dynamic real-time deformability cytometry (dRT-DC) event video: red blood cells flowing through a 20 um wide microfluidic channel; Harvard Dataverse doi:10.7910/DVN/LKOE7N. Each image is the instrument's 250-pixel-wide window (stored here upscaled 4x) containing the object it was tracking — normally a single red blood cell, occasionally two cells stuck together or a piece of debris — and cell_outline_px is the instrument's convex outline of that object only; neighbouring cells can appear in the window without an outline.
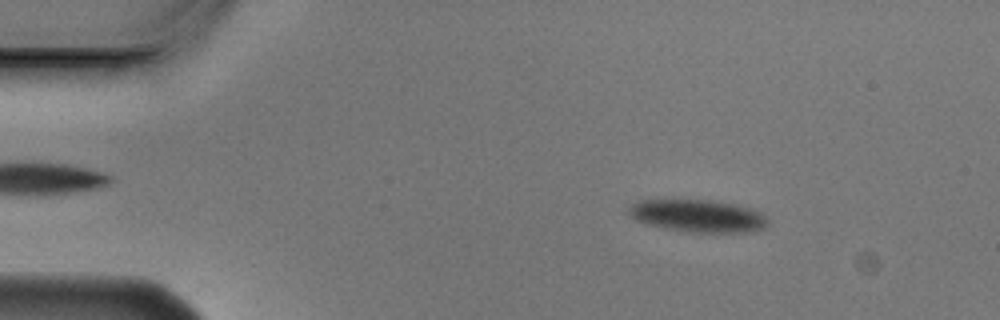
{"species": "Egyptian fruit bat (a non-hibernating species)", "species_latin": "Rousettus aegyptiacus", "temperature_condition": "cold", "stored_images_in_passage": 3, "camera_frame_rate_fps": 3000, "um_per_image_px": 0.085, "animal": {"sex": "male"}, "frame": {"image": 1, "passage_image": 1, "time_ms": 0.0, "image_size_px": [1000, 320], "cell_outline_px": [[768, 224], [764, 228], [744, 232], [692, 232], [664, 228], [644, 224], [636, 220], [628, 212], [628, 208], [632, 204], [640, 200], [712, 200], [736, 204], [752, 208], [760, 212], [768, 220]], "centroid_in_image_um": [59.32, 18.34], "position_along_channel_um": 25.7, "area_um2": 26.3}}